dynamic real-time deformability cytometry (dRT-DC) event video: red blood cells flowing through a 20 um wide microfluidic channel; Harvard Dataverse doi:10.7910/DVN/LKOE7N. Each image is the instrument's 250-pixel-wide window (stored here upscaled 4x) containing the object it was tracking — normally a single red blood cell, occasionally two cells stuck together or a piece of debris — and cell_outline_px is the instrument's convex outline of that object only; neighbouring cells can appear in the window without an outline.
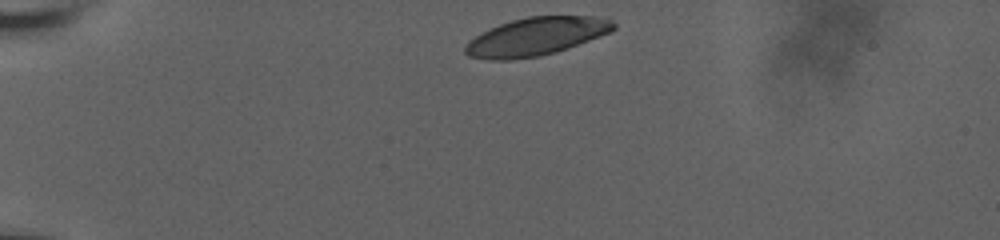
{"species": "human", "species_latin": "Homo sapiens", "temperature_condition": "room temperature", "stored_images_in_passage": 4, "camera_frame_rate_fps": 3000, "um_per_image_px": 0.085, "donor": {"sex": "male"}, "frame": {"image": 1, "passage_image": 1, "time_ms": 0.0, "image_size_px": [1000, 240], "cell_outline_px": [[616, 28], [608, 32], [588, 40], [556, 52], [540, 56], [508, 60], [488, 60], [468, 56], [464, 52], [464, 48], [476, 36], [500, 24], [512, 20], [528, 16], [608, 16], [616, 24]], "centroid_in_image_um": [45.61, 3.1], "position_along_channel_um": 39.4, "area_um2": 32.6}}
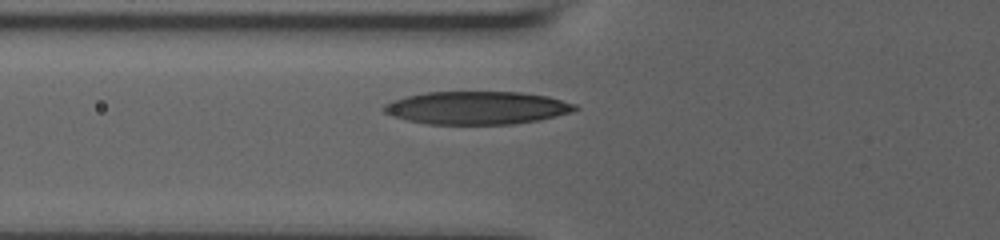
{"frame": {"image": 2, "passage_image": 4, "time_ms": 3.0, "image_size_px": [1000, 240], "cell_outline_px": [[580, 108], [572, 112], [540, 120], [512, 124], [428, 124], [408, 120], [392, 116], [384, 112], [380, 108], [384, 104], [392, 100], [404, 96], [424, 92], [520, 92], [548, 96], [576, 104]], "centroid_in_image_um": [40.52, 9.16], "position_along_channel_um": 85.3, "area_um2": 36.99}}